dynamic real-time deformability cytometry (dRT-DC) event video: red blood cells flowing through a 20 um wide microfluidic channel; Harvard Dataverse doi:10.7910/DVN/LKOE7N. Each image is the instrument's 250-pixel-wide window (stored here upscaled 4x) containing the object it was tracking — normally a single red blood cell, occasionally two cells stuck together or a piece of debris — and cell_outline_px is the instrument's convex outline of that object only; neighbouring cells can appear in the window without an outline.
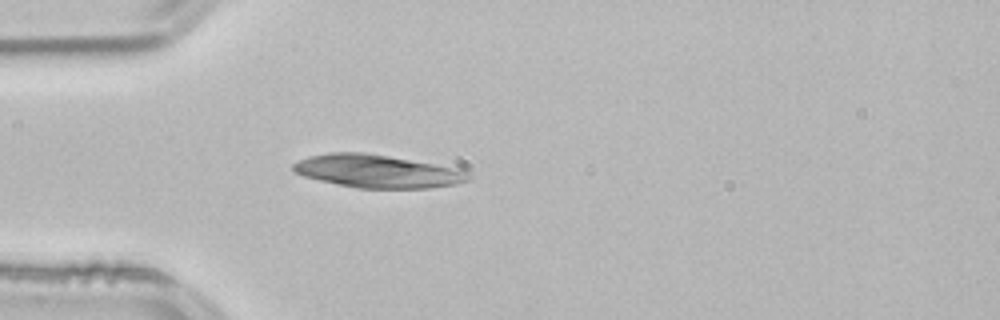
{"species": "common noctule bat (a hibernating species)", "species_latin": "Nyctalus noctula", "temperature_condition": "room temperature", "stored_images_in_passage": 39, "camera_frame_rate_fps": 3000, "um_per_image_px": 0.085, "animal": {"sex": "male", "body_mass_g": 21.5, "forearm_length_mm": 52.0}, "frame": {"image": 1, "passage_image": 1, "time_ms": 0.0, "image_size_px": [1000, 320], "cell_outline_px": [[472, 176], [468, 180], [456, 184], [428, 188], [356, 188], [336, 184], [304, 176], [296, 172], [292, 168], [292, 164], [308, 156], [328, 152], [364, 152], [388, 156], [432, 164], [452, 168], [464, 172]], "centroid_in_image_um": [32.0, 14.56], "position_along_channel_um": 53.0, "area_um2": 33.18}}